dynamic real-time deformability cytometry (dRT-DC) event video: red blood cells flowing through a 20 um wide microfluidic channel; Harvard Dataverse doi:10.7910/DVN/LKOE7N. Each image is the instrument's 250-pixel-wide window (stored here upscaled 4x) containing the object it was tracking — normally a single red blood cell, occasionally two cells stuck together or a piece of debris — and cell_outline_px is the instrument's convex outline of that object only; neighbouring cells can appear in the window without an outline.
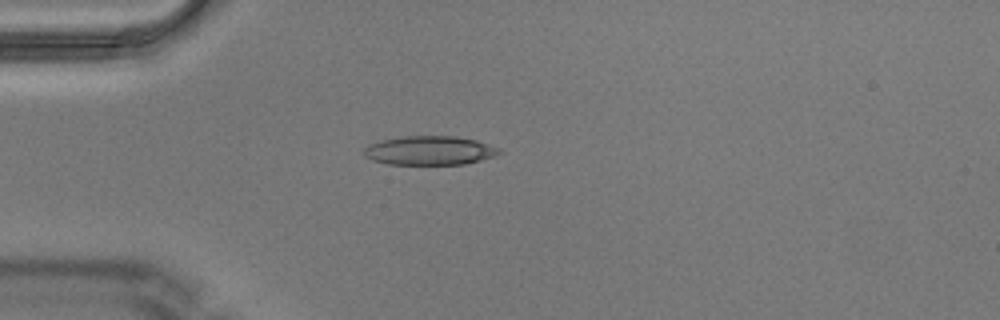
{"species": "Egyptian fruit bat (a non-hibernating species)", "species_latin": "Rousettus aegyptiacus", "temperature_condition": "warm", "stored_images_in_passage": 5, "camera_frame_rate_fps": 3000, "um_per_image_px": 0.085, "animal": {"sex": "male"}, "frame": {"image": 1, "passage_image": 5, "time_ms": 1.333, "image_size_px": [1000, 320], "cell_outline_px": [[504, 152], [496, 156], [464, 164], [388, 164], [372, 160], [364, 156], [364, 148], [368, 144], [384, 140], [404, 136], [456, 136], [476, 140], [500, 148]], "centroid_in_image_um": [36.55, 12.79], "position_along_channel_um": 48.5, "area_um2": 22.89}}